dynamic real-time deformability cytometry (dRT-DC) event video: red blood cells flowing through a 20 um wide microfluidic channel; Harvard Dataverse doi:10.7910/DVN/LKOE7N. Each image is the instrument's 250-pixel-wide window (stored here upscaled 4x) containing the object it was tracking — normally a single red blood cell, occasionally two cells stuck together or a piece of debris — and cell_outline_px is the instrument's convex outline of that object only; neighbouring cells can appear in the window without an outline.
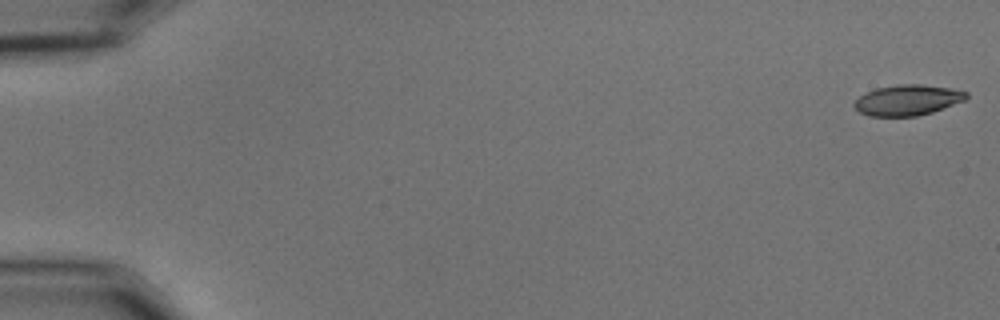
{"species": "common noctule bat (a hibernating species)", "species_latin": "Nyctalus noctula", "temperature_condition": "cold", "stored_images_in_passage": 56, "camera_frame_rate_fps": 3000, "um_per_image_px": 0.085, "animal": {"sex": "male", "body_mass_g": 15.6}, "frame": {"image": 1, "passage_image": 1, "time_ms": 0.0, "image_size_px": [1000, 320], "cell_outline_px": [[968, 96], [964, 100], [932, 112], [916, 116], [868, 116], [860, 112], [852, 104], [860, 96], [876, 88], [900, 84], [920, 84], [948, 88], [968, 92]], "centroid_in_image_um": [77.12, 8.51], "position_along_channel_um": 7.9, "area_um2": 19.71}}
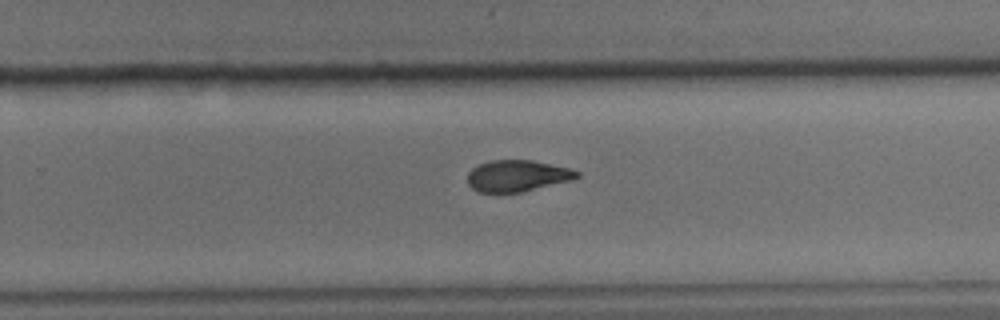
{"frame": {"image": 2, "passage_image": 37, "time_ms": 12.0, "image_size_px": [1000, 320], "cell_outline_px": [[580, 176], [572, 180], [520, 192], [480, 192], [472, 188], [468, 184], [468, 172], [476, 164], [492, 160], [532, 160], [568, 168], [580, 172]], "centroid_in_image_um": [43.95, 14.93], "position_along_channel_um": 285.9, "area_um2": 19.94}}
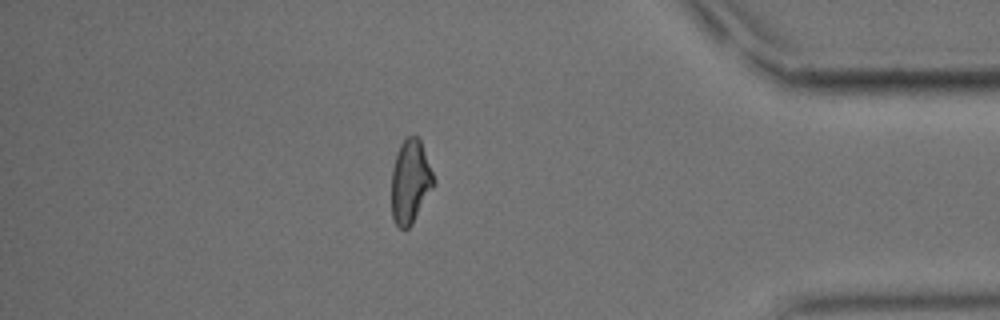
{"frame": {"image": 3, "passage_image": 49, "time_ms": 16.0, "image_size_px": [1000, 320], "cell_outline_px": [[436, 184], [412, 224], [408, 228], [400, 228], [396, 224], [392, 216], [392, 168], [400, 144], [408, 136], [416, 136], [420, 140], [436, 180]], "centroid_in_image_um": [34.9, 15.45], "position_along_channel_um": 400.3, "area_um2": 20.52}, "authors_computed_cell_mechanics": {"area_um2": 21.0681, "velocity_mm_per_s": 3.6167, "shape_relaxation_time_tau1_ms": 4.4112, "shape_relaxation_time_tau2_ms": 5.7755, "deformation_change_tau1": 0.1559, "deformation_change_tau2": 0.116}}